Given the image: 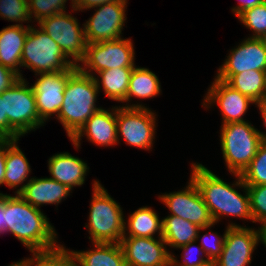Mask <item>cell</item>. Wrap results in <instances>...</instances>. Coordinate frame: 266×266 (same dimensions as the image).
I'll list each match as a JSON object with an SVG mask.
<instances>
[{
    "mask_svg": "<svg viewBox=\"0 0 266 266\" xmlns=\"http://www.w3.org/2000/svg\"><path fill=\"white\" fill-rule=\"evenodd\" d=\"M250 198V210L253 223L266 221V184L246 186Z\"/></svg>",
    "mask_w": 266,
    "mask_h": 266,
    "instance_id": "obj_36",
    "label": "cell"
},
{
    "mask_svg": "<svg viewBox=\"0 0 266 266\" xmlns=\"http://www.w3.org/2000/svg\"><path fill=\"white\" fill-rule=\"evenodd\" d=\"M77 69V66H72L66 71L35 75L36 81L31 86L34 90L39 118L44 124L54 116L57 118L64 100L67 80Z\"/></svg>",
    "mask_w": 266,
    "mask_h": 266,
    "instance_id": "obj_14",
    "label": "cell"
},
{
    "mask_svg": "<svg viewBox=\"0 0 266 266\" xmlns=\"http://www.w3.org/2000/svg\"><path fill=\"white\" fill-rule=\"evenodd\" d=\"M26 78H20L10 89L1 93L4 115L9 125L21 136L45 126L40 120L34 90Z\"/></svg>",
    "mask_w": 266,
    "mask_h": 266,
    "instance_id": "obj_8",
    "label": "cell"
},
{
    "mask_svg": "<svg viewBox=\"0 0 266 266\" xmlns=\"http://www.w3.org/2000/svg\"><path fill=\"white\" fill-rule=\"evenodd\" d=\"M100 147H114L117 140V106L95 112L70 139L76 150L81 148L82 138Z\"/></svg>",
    "mask_w": 266,
    "mask_h": 266,
    "instance_id": "obj_18",
    "label": "cell"
},
{
    "mask_svg": "<svg viewBox=\"0 0 266 266\" xmlns=\"http://www.w3.org/2000/svg\"><path fill=\"white\" fill-rule=\"evenodd\" d=\"M113 1L115 0H73V7L77 10L78 13V11H87L89 8Z\"/></svg>",
    "mask_w": 266,
    "mask_h": 266,
    "instance_id": "obj_39",
    "label": "cell"
},
{
    "mask_svg": "<svg viewBox=\"0 0 266 266\" xmlns=\"http://www.w3.org/2000/svg\"><path fill=\"white\" fill-rule=\"evenodd\" d=\"M5 233L17 238L31 254L50 252L63 245L47 215L19 194L5 193Z\"/></svg>",
    "mask_w": 266,
    "mask_h": 266,
    "instance_id": "obj_2",
    "label": "cell"
},
{
    "mask_svg": "<svg viewBox=\"0 0 266 266\" xmlns=\"http://www.w3.org/2000/svg\"><path fill=\"white\" fill-rule=\"evenodd\" d=\"M226 57L215 75H235L248 70L266 71V40L246 37Z\"/></svg>",
    "mask_w": 266,
    "mask_h": 266,
    "instance_id": "obj_16",
    "label": "cell"
},
{
    "mask_svg": "<svg viewBox=\"0 0 266 266\" xmlns=\"http://www.w3.org/2000/svg\"><path fill=\"white\" fill-rule=\"evenodd\" d=\"M214 225H216V223L200 228L196 240L197 242H200V247L203 249L211 263H214L222 252L226 232V230H224L223 235H219L217 232L212 231V227H214ZM208 229V232H205V234L201 235V231L204 232Z\"/></svg>",
    "mask_w": 266,
    "mask_h": 266,
    "instance_id": "obj_34",
    "label": "cell"
},
{
    "mask_svg": "<svg viewBox=\"0 0 266 266\" xmlns=\"http://www.w3.org/2000/svg\"><path fill=\"white\" fill-rule=\"evenodd\" d=\"M220 256L212 266H248L253 261V252L260 245L258 231L250 226L239 225L230 220L226 226Z\"/></svg>",
    "mask_w": 266,
    "mask_h": 266,
    "instance_id": "obj_12",
    "label": "cell"
},
{
    "mask_svg": "<svg viewBox=\"0 0 266 266\" xmlns=\"http://www.w3.org/2000/svg\"><path fill=\"white\" fill-rule=\"evenodd\" d=\"M241 94L258 103L266 98V71L248 70L235 75H216Z\"/></svg>",
    "mask_w": 266,
    "mask_h": 266,
    "instance_id": "obj_27",
    "label": "cell"
},
{
    "mask_svg": "<svg viewBox=\"0 0 266 266\" xmlns=\"http://www.w3.org/2000/svg\"><path fill=\"white\" fill-rule=\"evenodd\" d=\"M255 107L258 108L259 114L261 115V118H262V121H263L262 122L263 126H264V128H266V98L263 99L262 101L256 103ZM265 131L258 130V132H259V134L261 136L262 142L266 143V132Z\"/></svg>",
    "mask_w": 266,
    "mask_h": 266,
    "instance_id": "obj_42",
    "label": "cell"
},
{
    "mask_svg": "<svg viewBox=\"0 0 266 266\" xmlns=\"http://www.w3.org/2000/svg\"><path fill=\"white\" fill-rule=\"evenodd\" d=\"M126 219L123 237H162L163 217L152 206L139 207Z\"/></svg>",
    "mask_w": 266,
    "mask_h": 266,
    "instance_id": "obj_25",
    "label": "cell"
},
{
    "mask_svg": "<svg viewBox=\"0 0 266 266\" xmlns=\"http://www.w3.org/2000/svg\"><path fill=\"white\" fill-rule=\"evenodd\" d=\"M166 266H181V265L177 264L172 259H170Z\"/></svg>",
    "mask_w": 266,
    "mask_h": 266,
    "instance_id": "obj_45",
    "label": "cell"
},
{
    "mask_svg": "<svg viewBox=\"0 0 266 266\" xmlns=\"http://www.w3.org/2000/svg\"><path fill=\"white\" fill-rule=\"evenodd\" d=\"M31 255L15 262L16 266H77L74 255L64 244L56 250Z\"/></svg>",
    "mask_w": 266,
    "mask_h": 266,
    "instance_id": "obj_29",
    "label": "cell"
},
{
    "mask_svg": "<svg viewBox=\"0 0 266 266\" xmlns=\"http://www.w3.org/2000/svg\"><path fill=\"white\" fill-rule=\"evenodd\" d=\"M73 190L50 177H32L19 195L33 207L40 209L43 205L56 207L71 195Z\"/></svg>",
    "mask_w": 266,
    "mask_h": 266,
    "instance_id": "obj_19",
    "label": "cell"
},
{
    "mask_svg": "<svg viewBox=\"0 0 266 266\" xmlns=\"http://www.w3.org/2000/svg\"><path fill=\"white\" fill-rule=\"evenodd\" d=\"M19 140H7L6 171L4 185L9 189H15L14 194H19L28 181L31 174V166L23 151L18 145Z\"/></svg>",
    "mask_w": 266,
    "mask_h": 266,
    "instance_id": "obj_23",
    "label": "cell"
},
{
    "mask_svg": "<svg viewBox=\"0 0 266 266\" xmlns=\"http://www.w3.org/2000/svg\"><path fill=\"white\" fill-rule=\"evenodd\" d=\"M6 152H7V140L0 145V186L4 185V176L6 171Z\"/></svg>",
    "mask_w": 266,
    "mask_h": 266,
    "instance_id": "obj_41",
    "label": "cell"
},
{
    "mask_svg": "<svg viewBox=\"0 0 266 266\" xmlns=\"http://www.w3.org/2000/svg\"><path fill=\"white\" fill-rule=\"evenodd\" d=\"M134 47L131 37L87 44L77 68L93 77L102 70L133 68L136 66Z\"/></svg>",
    "mask_w": 266,
    "mask_h": 266,
    "instance_id": "obj_7",
    "label": "cell"
},
{
    "mask_svg": "<svg viewBox=\"0 0 266 266\" xmlns=\"http://www.w3.org/2000/svg\"><path fill=\"white\" fill-rule=\"evenodd\" d=\"M161 83L155 72L146 67L135 66L130 76L129 88L125 107L149 108L142 102L133 103L132 98L151 99L161 95ZM132 103V104H131Z\"/></svg>",
    "mask_w": 266,
    "mask_h": 266,
    "instance_id": "obj_22",
    "label": "cell"
},
{
    "mask_svg": "<svg viewBox=\"0 0 266 266\" xmlns=\"http://www.w3.org/2000/svg\"><path fill=\"white\" fill-rule=\"evenodd\" d=\"M92 182L88 223H85L88 239L91 243H120L124 234L123 208L99 180Z\"/></svg>",
    "mask_w": 266,
    "mask_h": 266,
    "instance_id": "obj_4",
    "label": "cell"
},
{
    "mask_svg": "<svg viewBox=\"0 0 266 266\" xmlns=\"http://www.w3.org/2000/svg\"><path fill=\"white\" fill-rule=\"evenodd\" d=\"M0 135L6 140H20L21 136L9 125L7 115H4V100L0 95Z\"/></svg>",
    "mask_w": 266,
    "mask_h": 266,
    "instance_id": "obj_37",
    "label": "cell"
},
{
    "mask_svg": "<svg viewBox=\"0 0 266 266\" xmlns=\"http://www.w3.org/2000/svg\"><path fill=\"white\" fill-rule=\"evenodd\" d=\"M213 80L203 96L202 107L208 110L216 105L221 112V125L246 121L244 116L249 107L256 103L225 81L219 80L215 76Z\"/></svg>",
    "mask_w": 266,
    "mask_h": 266,
    "instance_id": "obj_15",
    "label": "cell"
},
{
    "mask_svg": "<svg viewBox=\"0 0 266 266\" xmlns=\"http://www.w3.org/2000/svg\"><path fill=\"white\" fill-rule=\"evenodd\" d=\"M200 228L198 225L183 218L168 215L163 218L162 238L169 249H177L196 241Z\"/></svg>",
    "mask_w": 266,
    "mask_h": 266,
    "instance_id": "obj_28",
    "label": "cell"
},
{
    "mask_svg": "<svg viewBox=\"0 0 266 266\" xmlns=\"http://www.w3.org/2000/svg\"><path fill=\"white\" fill-rule=\"evenodd\" d=\"M128 0H115L89 8L95 13L85 20L87 44L123 38Z\"/></svg>",
    "mask_w": 266,
    "mask_h": 266,
    "instance_id": "obj_11",
    "label": "cell"
},
{
    "mask_svg": "<svg viewBox=\"0 0 266 266\" xmlns=\"http://www.w3.org/2000/svg\"><path fill=\"white\" fill-rule=\"evenodd\" d=\"M197 241L190 242L176 250H182L180 254V261L174 253H171V259L181 266H212V263L207 258L200 245L196 244Z\"/></svg>",
    "mask_w": 266,
    "mask_h": 266,
    "instance_id": "obj_35",
    "label": "cell"
},
{
    "mask_svg": "<svg viewBox=\"0 0 266 266\" xmlns=\"http://www.w3.org/2000/svg\"><path fill=\"white\" fill-rule=\"evenodd\" d=\"M6 139L0 135V145L5 141Z\"/></svg>",
    "mask_w": 266,
    "mask_h": 266,
    "instance_id": "obj_46",
    "label": "cell"
},
{
    "mask_svg": "<svg viewBox=\"0 0 266 266\" xmlns=\"http://www.w3.org/2000/svg\"><path fill=\"white\" fill-rule=\"evenodd\" d=\"M19 79L17 73L0 64V94L10 89Z\"/></svg>",
    "mask_w": 266,
    "mask_h": 266,
    "instance_id": "obj_38",
    "label": "cell"
},
{
    "mask_svg": "<svg viewBox=\"0 0 266 266\" xmlns=\"http://www.w3.org/2000/svg\"><path fill=\"white\" fill-rule=\"evenodd\" d=\"M239 4L231 8V12L237 17L244 10L253 8L254 6L263 3L266 0H238Z\"/></svg>",
    "mask_w": 266,
    "mask_h": 266,
    "instance_id": "obj_40",
    "label": "cell"
},
{
    "mask_svg": "<svg viewBox=\"0 0 266 266\" xmlns=\"http://www.w3.org/2000/svg\"><path fill=\"white\" fill-rule=\"evenodd\" d=\"M241 177L246 186L266 184V143L262 142L255 157L243 171Z\"/></svg>",
    "mask_w": 266,
    "mask_h": 266,
    "instance_id": "obj_31",
    "label": "cell"
},
{
    "mask_svg": "<svg viewBox=\"0 0 266 266\" xmlns=\"http://www.w3.org/2000/svg\"><path fill=\"white\" fill-rule=\"evenodd\" d=\"M0 18L15 25L31 23L28 11V0H0Z\"/></svg>",
    "mask_w": 266,
    "mask_h": 266,
    "instance_id": "obj_33",
    "label": "cell"
},
{
    "mask_svg": "<svg viewBox=\"0 0 266 266\" xmlns=\"http://www.w3.org/2000/svg\"><path fill=\"white\" fill-rule=\"evenodd\" d=\"M132 71L133 68H114L98 72L94 79L99 92L102 89L108 99L120 102L125 107Z\"/></svg>",
    "mask_w": 266,
    "mask_h": 266,
    "instance_id": "obj_26",
    "label": "cell"
},
{
    "mask_svg": "<svg viewBox=\"0 0 266 266\" xmlns=\"http://www.w3.org/2000/svg\"><path fill=\"white\" fill-rule=\"evenodd\" d=\"M69 0H28V11L33 22L41 20L66 11V3ZM73 7V0H70Z\"/></svg>",
    "mask_w": 266,
    "mask_h": 266,
    "instance_id": "obj_32",
    "label": "cell"
},
{
    "mask_svg": "<svg viewBox=\"0 0 266 266\" xmlns=\"http://www.w3.org/2000/svg\"><path fill=\"white\" fill-rule=\"evenodd\" d=\"M157 114L151 108L117 105V140L128 146L152 151L156 139ZM121 139V140H120Z\"/></svg>",
    "mask_w": 266,
    "mask_h": 266,
    "instance_id": "obj_9",
    "label": "cell"
},
{
    "mask_svg": "<svg viewBox=\"0 0 266 266\" xmlns=\"http://www.w3.org/2000/svg\"><path fill=\"white\" fill-rule=\"evenodd\" d=\"M37 27V28H36ZM22 67L36 74L66 71L75 65L38 25L31 24L22 55Z\"/></svg>",
    "mask_w": 266,
    "mask_h": 266,
    "instance_id": "obj_6",
    "label": "cell"
},
{
    "mask_svg": "<svg viewBox=\"0 0 266 266\" xmlns=\"http://www.w3.org/2000/svg\"><path fill=\"white\" fill-rule=\"evenodd\" d=\"M220 146L226 170L242 174L262 143L258 129L249 121L220 126Z\"/></svg>",
    "mask_w": 266,
    "mask_h": 266,
    "instance_id": "obj_5",
    "label": "cell"
},
{
    "mask_svg": "<svg viewBox=\"0 0 266 266\" xmlns=\"http://www.w3.org/2000/svg\"><path fill=\"white\" fill-rule=\"evenodd\" d=\"M92 249L70 250L77 266H126L119 243L93 242Z\"/></svg>",
    "mask_w": 266,
    "mask_h": 266,
    "instance_id": "obj_24",
    "label": "cell"
},
{
    "mask_svg": "<svg viewBox=\"0 0 266 266\" xmlns=\"http://www.w3.org/2000/svg\"><path fill=\"white\" fill-rule=\"evenodd\" d=\"M98 93L100 94L93 76L77 69L68 78L64 100L56 119L63 126L69 140L95 112L103 108L96 105Z\"/></svg>",
    "mask_w": 266,
    "mask_h": 266,
    "instance_id": "obj_3",
    "label": "cell"
},
{
    "mask_svg": "<svg viewBox=\"0 0 266 266\" xmlns=\"http://www.w3.org/2000/svg\"><path fill=\"white\" fill-rule=\"evenodd\" d=\"M76 11L71 7V12H61L37 23L75 65L84 58L87 46L84 23L81 26L77 16L72 14Z\"/></svg>",
    "mask_w": 266,
    "mask_h": 266,
    "instance_id": "obj_10",
    "label": "cell"
},
{
    "mask_svg": "<svg viewBox=\"0 0 266 266\" xmlns=\"http://www.w3.org/2000/svg\"><path fill=\"white\" fill-rule=\"evenodd\" d=\"M48 172L50 178L74 190L85 184L89 166L86 161L69 152H59L49 157Z\"/></svg>",
    "mask_w": 266,
    "mask_h": 266,
    "instance_id": "obj_20",
    "label": "cell"
},
{
    "mask_svg": "<svg viewBox=\"0 0 266 266\" xmlns=\"http://www.w3.org/2000/svg\"><path fill=\"white\" fill-rule=\"evenodd\" d=\"M191 164L190 178L197 186L214 223H219L224 217H236L253 223L248 190L240 174L231 173L235 181L227 183L202 163ZM238 189H242L243 194Z\"/></svg>",
    "mask_w": 266,
    "mask_h": 266,
    "instance_id": "obj_1",
    "label": "cell"
},
{
    "mask_svg": "<svg viewBox=\"0 0 266 266\" xmlns=\"http://www.w3.org/2000/svg\"><path fill=\"white\" fill-rule=\"evenodd\" d=\"M5 234V194L0 192V235Z\"/></svg>",
    "mask_w": 266,
    "mask_h": 266,
    "instance_id": "obj_43",
    "label": "cell"
},
{
    "mask_svg": "<svg viewBox=\"0 0 266 266\" xmlns=\"http://www.w3.org/2000/svg\"><path fill=\"white\" fill-rule=\"evenodd\" d=\"M157 198L170 211L168 215L178 216L201 228L214 224L209 209L191 178L182 190L161 193Z\"/></svg>",
    "mask_w": 266,
    "mask_h": 266,
    "instance_id": "obj_13",
    "label": "cell"
},
{
    "mask_svg": "<svg viewBox=\"0 0 266 266\" xmlns=\"http://www.w3.org/2000/svg\"><path fill=\"white\" fill-rule=\"evenodd\" d=\"M8 266H16L15 262H12L11 264H9Z\"/></svg>",
    "mask_w": 266,
    "mask_h": 266,
    "instance_id": "obj_47",
    "label": "cell"
},
{
    "mask_svg": "<svg viewBox=\"0 0 266 266\" xmlns=\"http://www.w3.org/2000/svg\"><path fill=\"white\" fill-rule=\"evenodd\" d=\"M126 266H166L171 253L162 237H122Z\"/></svg>",
    "mask_w": 266,
    "mask_h": 266,
    "instance_id": "obj_17",
    "label": "cell"
},
{
    "mask_svg": "<svg viewBox=\"0 0 266 266\" xmlns=\"http://www.w3.org/2000/svg\"><path fill=\"white\" fill-rule=\"evenodd\" d=\"M236 18L252 32L248 38H266V1L244 10Z\"/></svg>",
    "mask_w": 266,
    "mask_h": 266,
    "instance_id": "obj_30",
    "label": "cell"
},
{
    "mask_svg": "<svg viewBox=\"0 0 266 266\" xmlns=\"http://www.w3.org/2000/svg\"><path fill=\"white\" fill-rule=\"evenodd\" d=\"M258 226V242L263 244L264 247L266 248V221L262 222Z\"/></svg>",
    "mask_w": 266,
    "mask_h": 266,
    "instance_id": "obj_44",
    "label": "cell"
},
{
    "mask_svg": "<svg viewBox=\"0 0 266 266\" xmlns=\"http://www.w3.org/2000/svg\"><path fill=\"white\" fill-rule=\"evenodd\" d=\"M30 24L8 25L0 30V64L24 78L21 55Z\"/></svg>",
    "mask_w": 266,
    "mask_h": 266,
    "instance_id": "obj_21",
    "label": "cell"
}]
</instances>
